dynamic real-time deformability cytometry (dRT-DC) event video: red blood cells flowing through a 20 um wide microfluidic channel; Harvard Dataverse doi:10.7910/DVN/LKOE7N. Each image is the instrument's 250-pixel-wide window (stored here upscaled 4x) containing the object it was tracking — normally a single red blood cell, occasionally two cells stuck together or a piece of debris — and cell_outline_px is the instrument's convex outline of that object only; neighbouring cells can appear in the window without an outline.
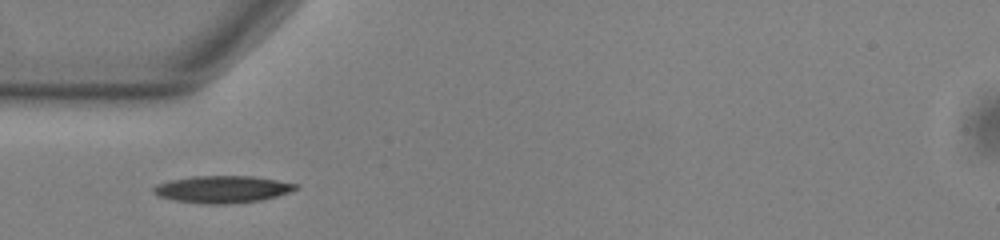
{"species": "common noctule bat (a hibernating species)", "species_latin": "Nyctalus noctula", "temperature_condition": "warm", "stored_images_in_passage": 33, "camera_frame_rate_fps": 3000, "um_per_image_px": 0.085, "animal": {"sex": "male", "body_mass_g": 13.0, "forearm_length_mm": 53.1}, "frame": {"image": 1, "passage_image": 1, "time_ms": 0.0, "image_size_px": [1000, 240], "cell_outline_px": [[300, 188], [276, 196], [260, 200], [228, 204], [204, 204], [172, 200], [160, 196], [152, 192], [152, 188], [156, 184], [172, 180], [192, 176], [252, 176], [300, 184]], "centroid_in_image_um": [18.9, 16.09], "position_along_channel_um": 66.1, "area_um2": 22.48}}
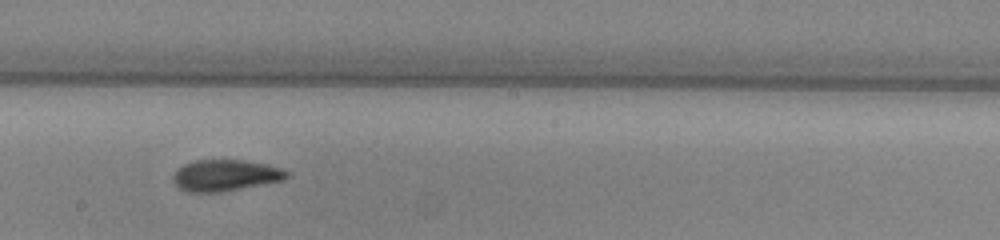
{"frame": {"image": 2, "passage_image": 14, "time_ms": 4.333, "image_size_px": [1000, 240], "cell_outline_px": [[288, 176], [284, 180], [220, 192], [188, 192], [180, 188], [172, 180], [172, 176], [184, 164], [196, 160], [244, 160], [268, 164], [280, 168], [288, 172]], "centroid_in_image_um": [19.16, 14.9], "position_along_channel_um": 229.0, "area_um2": 20.58}}
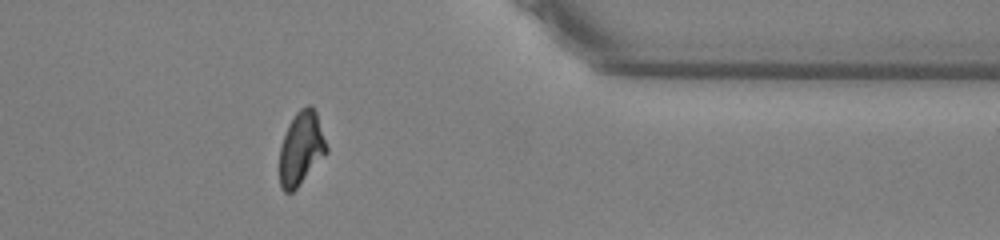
{"frame": {"image": 3, "passage_image": 28, "time_ms": 9.0, "image_size_px": [1000, 240], "cell_outline_px": [[328, 152], [296, 188], [292, 192], [284, 192], [280, 188], [280, 148], [288, 124], [296, 112], [300, 108], [308, 104], [312, 104], [316, 112], [328, 148]], "centroid_in_image_um": [25.6, 12.59], "position_along_channel_um": 385.8, "area_um2": 20.0}, "authors_computed_cell_mechanics": {"area_um2": 20.5768, "velocity_mm_per_s": 3.7734, "shape_relaxation_time_tau1_ms": 3.2756, "shape_relaxation_time_tau2_ms": 1.6753, "deformation_change_tau1": 0.1593, "deformation_change_tau2": 0.0838}}